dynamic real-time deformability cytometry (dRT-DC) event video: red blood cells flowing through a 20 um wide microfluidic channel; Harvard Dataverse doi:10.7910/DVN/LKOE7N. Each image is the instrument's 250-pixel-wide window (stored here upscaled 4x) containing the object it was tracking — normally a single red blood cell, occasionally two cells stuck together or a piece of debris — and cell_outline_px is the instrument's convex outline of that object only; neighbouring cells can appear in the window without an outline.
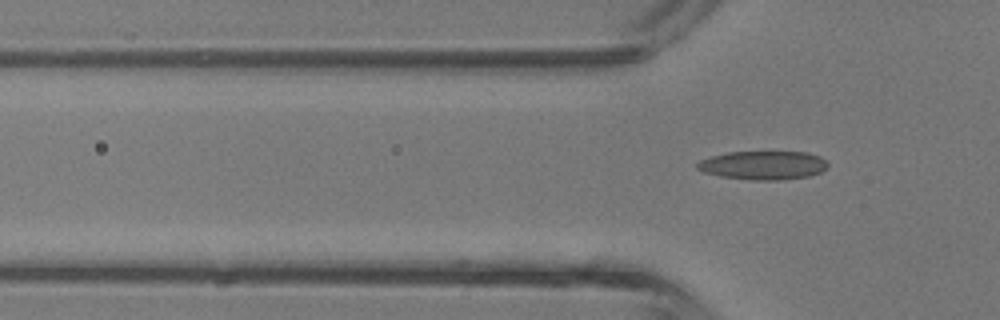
{"species": "common noctule bat (a hibernating species)", "species_latin": "Nyctalus noctula", "temperature_condition": "room temperature", "stored_images_in_passage": 2, "camera_frame_rate_fps": 3000, "um_per_image_px": 0.085, "animal": {"sex": "male", "body_mass_g": 13.3}, "frame": {"image": 1, "passage_image": 2, "time_ms": 0.333, "image_size_px": [1000, 320], "cell_outline_px": [[828, 164], [820, 172], [808, 176], [780, 180], [752, 180], [720, 176], [704, 172], [696, 168], [696, 164], [700, 160], [712, 156], [728, 152], [808, 152], [820, 156]], "centroid_in_image_um": [64.85, 14.04], "position_along_channel_um": 61.0, "area_um2": 21.68}}